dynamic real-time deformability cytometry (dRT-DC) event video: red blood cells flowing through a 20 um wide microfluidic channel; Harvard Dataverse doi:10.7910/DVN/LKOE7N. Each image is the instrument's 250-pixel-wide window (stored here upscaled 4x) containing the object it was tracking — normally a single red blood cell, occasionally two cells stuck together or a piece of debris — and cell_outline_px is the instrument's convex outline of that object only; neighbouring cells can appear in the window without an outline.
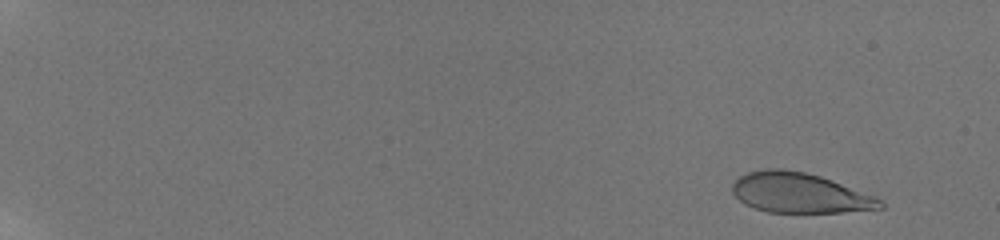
{"species": "human", "species_latin": "Homo sapiens", "temperature_condition": "room temperature", "stored_images_in_passage": 59, "camera_frame_rate_fps": 3000, "um_per_image_px": 0.085, "donor": {"sex": "male"}, "frame": {"image": 1, "passage_image": 6, "time_ms": 1.667, "image_size_px": [1000, 240], "cell_outline_px": [[884, 208], [840, 212], [768, 212], [744, 204], [732, 192], [732, 184], [740, 176], [748, 172], [764, 168], [784, 168], [804, 172], [820, 176], [876, 196], [884, 200]], "centroid_in_image_um": [67.98, 16.39], "position_along_channel_um": 17.0, "area_um2": 34.51}}
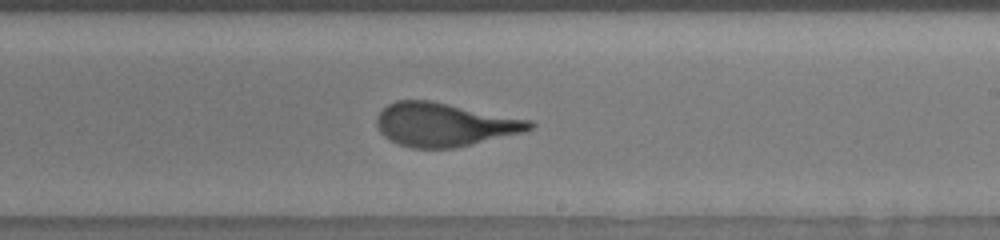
{"frame": {"image": 2, "passage_image": 40, "time_ms": 13.0, "image_size_px": [1000, 240], "cell_outline_px": [[536, 124], [532, 128], [524, 132], [472, 144], [452, 148], [412, 148], [388, 140], [380, 132], [376, 124], [376, 116], [388, 104], [396, 100], [432, 100], [532, 120]], "centroid_in_image_um": [37.77, 10.58], "position_along_channel_um": 251.2, "area_um2": 38.96}}
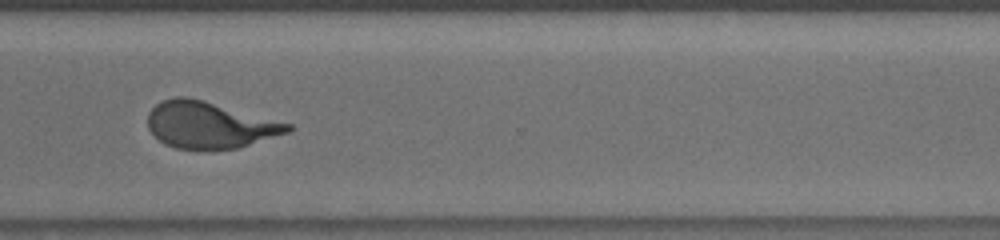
{"frame": {"image": 3, "passage_image": 48, "time_ms": 15.667, "image_size_px": [1000, 240], "cell_outline_px": [[292, 128], [288, 132], [236, 148], [176, 148], [164, 144], [148, 128], [148, 112], [156, 104], [164, 100], [176, 96], [188, 96], [204, 100], [292, 124]], "centroid_in_image_um": [17.78, 10.59], "position_along_channel_um": 352.8, "area_um2": 37.4}, "authors_computed_cell_mechanics": {"area_um2": 37.8012, "velocity_mm_per_s": 3.8081, "shape_relaxation_time_tau1_ms": 4.1667, "shape_relaxation_time_tau2_ms": null, "deformation_change_tau1": 0.1985, "deformation_change_tau2": null}}